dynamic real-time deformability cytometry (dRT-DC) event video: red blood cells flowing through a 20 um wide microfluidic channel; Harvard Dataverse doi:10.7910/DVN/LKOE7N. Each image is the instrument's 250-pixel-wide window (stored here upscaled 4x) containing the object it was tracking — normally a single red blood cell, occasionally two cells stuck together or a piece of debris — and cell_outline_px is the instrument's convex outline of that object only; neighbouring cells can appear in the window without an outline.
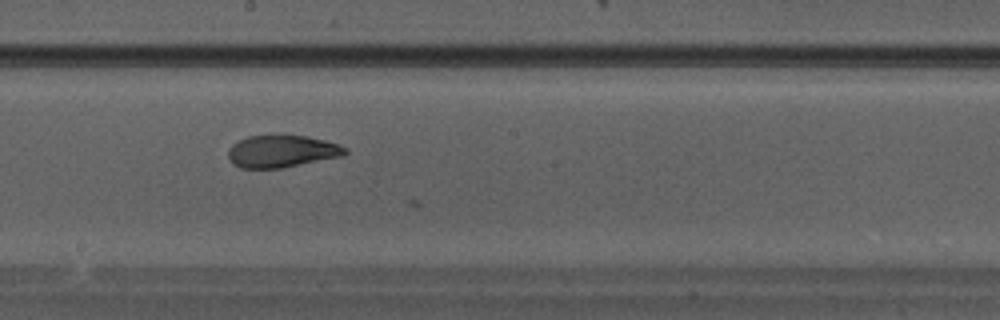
{"species": "Egyptian fruit bat (a non-hibernating species)", "species_latin": "Rousettus aegyptiacus", "temperature_condition": "warm", "stored_images_in_passage": 20, "camera_frame_rate_fps": 3000, "um_per_image_px": 0.085, "animal": {"sex": "male"}, "frame": {"image": 1, "passage_image": 11, "time_ms": 3.333, "image_size_px": [1000, 320], "cell_outline_px": [[348, 152], [340, 156], [280, 168], [240, 168], [232, 164], [228, 156], [228, 152], [232, 144], [248, 136], [280, 132], [308, 136], [340, 144], [348, 148]], "centroid_in_image_um": [23.94, 12.81], "position_along_channel_um": 224.3, "area_um2": 22.54}}
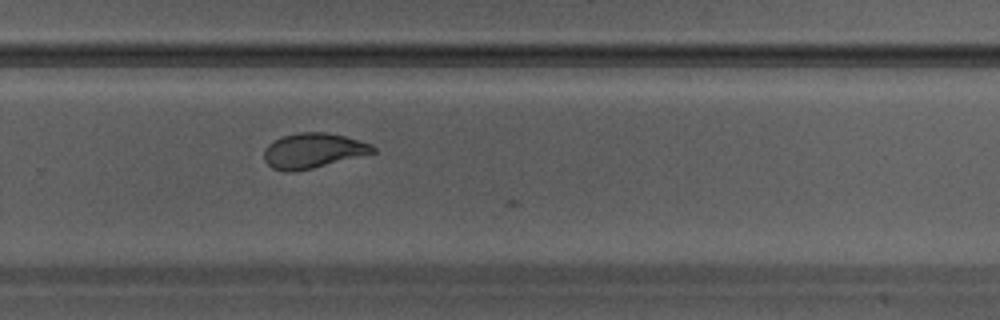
{"frame": {"image": 2, "passage_image": 15, "time_ms": 4.667, "image_size_px": [1000, 320], "cell_outline_px": [[376, 152], [312, 168], [292, 172], [284, 172], [272, 168], [264, 160], [264, 148], [268, 144], [284, 136], [300, 132], [324, 132], [344, 136], [372, 144], [376, 148]], "centroid_in_image_um": [26.59, 12.81], "position_along_channel_um": 303.2, "area_um2": 22.02}}